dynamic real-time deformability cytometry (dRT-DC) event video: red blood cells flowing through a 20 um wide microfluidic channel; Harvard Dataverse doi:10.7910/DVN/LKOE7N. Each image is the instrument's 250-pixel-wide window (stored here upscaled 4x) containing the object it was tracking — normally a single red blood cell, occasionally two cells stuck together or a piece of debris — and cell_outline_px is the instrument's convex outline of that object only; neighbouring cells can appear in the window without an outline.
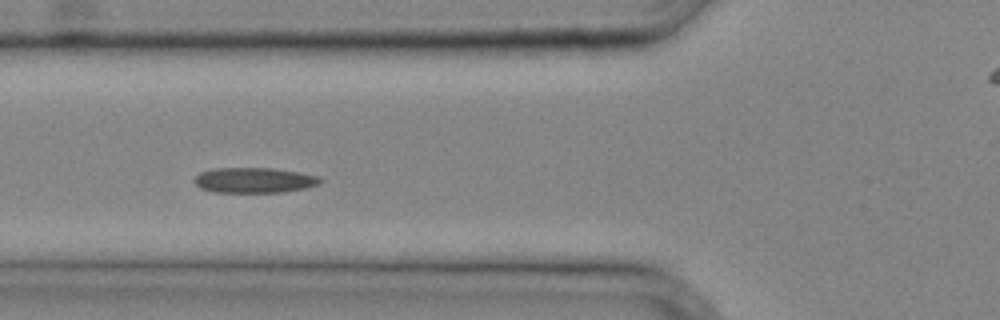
{"species": "common noctule bat (a hibernating species)", "species_latin": "Nyctalus noctula", "temperature_condition": "cold", "stored_images_in_passage": 26, "camera_frame_rate_fps": 3000, "um_per_image_px": 0.085, "animal": {"sex": "male", "body_mass_g": 20.4}, "frame": {"image": 1, "passage_image": 5, "time_ms": 1.333, "image_size_px": [1000, 320], "cell_outline_px": [[324, 180], [320, 184], [304, 188], [284, 192], [212, 192], [200, 188], [192, 180], [200, 172], [212, 168], [272, 168], [320, 176]], "centroid_in_image_um": [21.59, 15.32], "position_along_channel_um": 104.2, "area_um2": 18.67}}
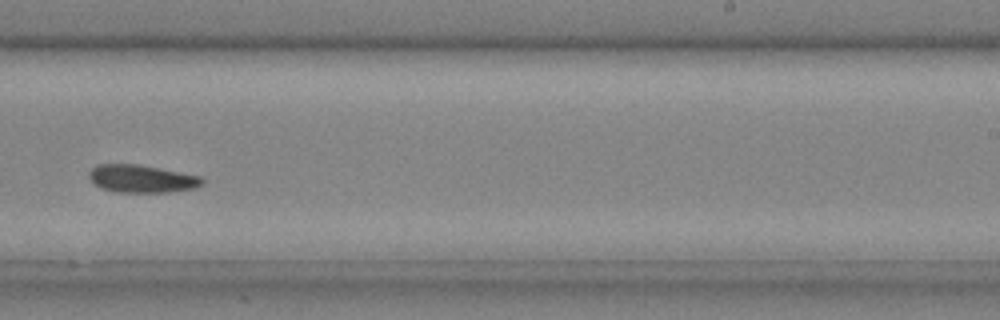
{"frame": {"image": 2, "passage_image": 15, "time_ms": 4.667, "image_size_px": [1000, 320], "cell_outline_px": [[204, 184], [196, 188], [172, 192], [116, 192], [100, 188], [88, 176], [88, 172], [96, 164], [136, 164], [160, 168], [200, 176], [204, 180]], "centroid_in_image_um": [12.06, 15.19], "position_along_channel_um": 276.9, "area_um2": 18.38}}